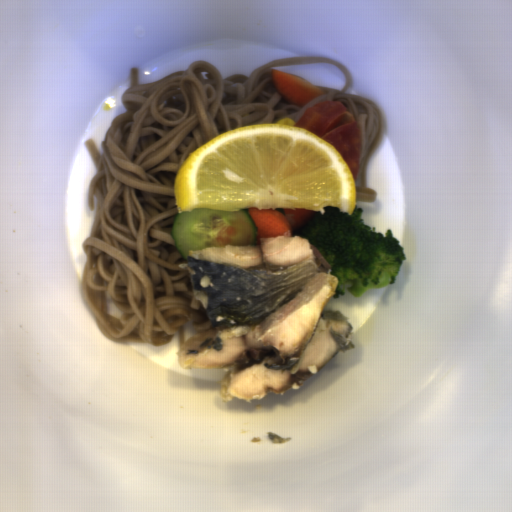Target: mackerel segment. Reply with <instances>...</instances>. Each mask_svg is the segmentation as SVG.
Wrapping results in <instances>:
<instances>
[{"instance_id": "1", "label": "mackerel segment", "mask_w": 512, "mask_h": 512, "mask_svg": "<svg viewBox=\"0 0 512 512\" xmlns=\"http://www.w3.org/2000/svg\"><path fill=\"white\" fill-rule=\"evenodd\" d=\"M322 265L298 236L188 250L177 268L187 270L212 327L180 346L179 366L228 369L222 401L299 391L339 352L356 348L349 318L325 309L340 280Z\"/></svg>"}]
</instances>
